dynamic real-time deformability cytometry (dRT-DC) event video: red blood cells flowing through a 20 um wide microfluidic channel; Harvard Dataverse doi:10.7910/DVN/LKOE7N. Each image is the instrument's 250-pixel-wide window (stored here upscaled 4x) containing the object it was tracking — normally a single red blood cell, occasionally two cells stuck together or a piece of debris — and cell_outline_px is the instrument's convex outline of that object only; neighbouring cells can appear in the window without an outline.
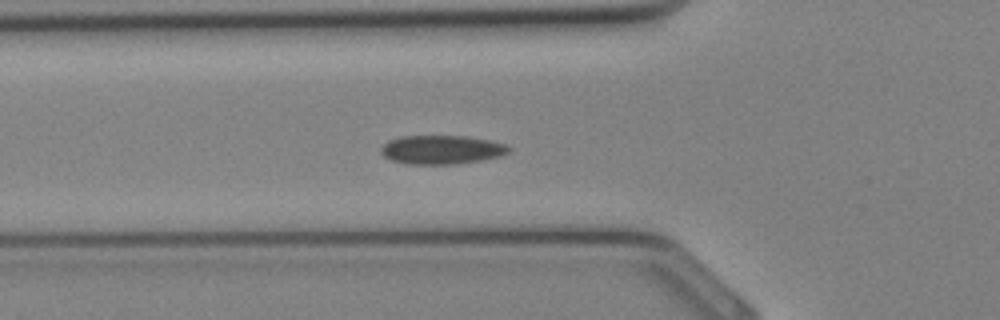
{"species": "Egyptian fruit bat (a non-hibernating species)", "species_latin": "Rousettus aegyptiacus", "temperature_condition": "cold", "stored_images_in_passage": 33, "camera_frame_rate_fps": 3000, "um_per_image_px": 0.085, "animal": {"sex": "female"}, "frame": {"image": 1, "passage_image": 10, "time_ms": 3.0, "image_size_px": [1000, 320], "cell_outline_px": [[512, 148], [508, 152], [500, 156], [480, 160], [456, 164], [408, 164], [392, 160], [384, 156], [380, 152], [380, 148], [388, 140], [400, 136], [464, 136], [488, 140], [504, 144]], "centroid_in_image_um": [37.5, 12.72], "position_along_channel_um": 88.3, "area_um2": 21.39}}
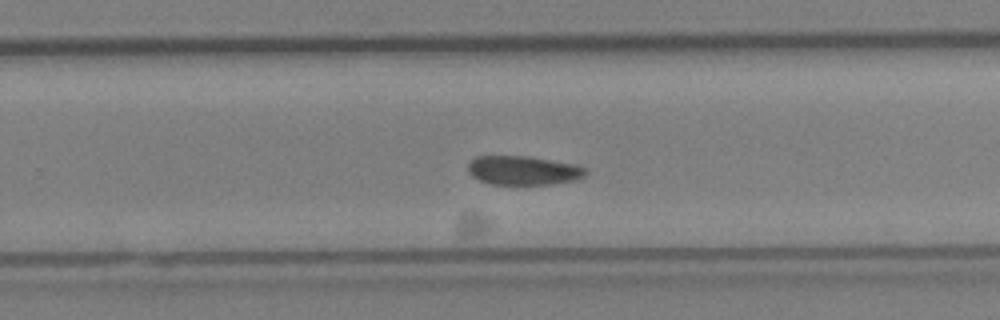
{"frame": {"image": 2, "passage_image": 20, "time_ms": 6.333, "image_size_px": [1000, 320], "cell_outline_px": [[588, 172], [584, 176], [576, 180], [552, 184], [492, 184], [480, 180], [472, 176], [468, 172], [468, 164], [476, 156], [528, 156], [576, 164], [584, 168]], "centroid_in_image_um": [44.49, 14.48], "position_along_channel_um": 285.3, "area_um2": 19.88}}
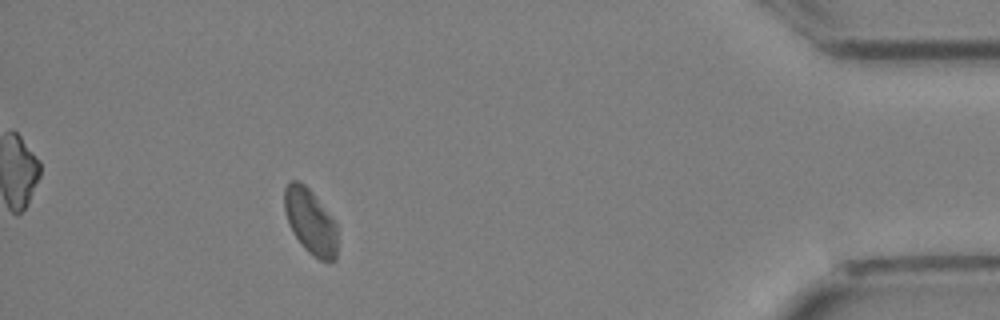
{"frame": {"image": 3, "passage_image": 29, "time_ms": 9.333, "image_size_px": [1000, 320], "cell_outline_px": [[336, 260], [320, 260], [308, 252], [304, 248], [288, 224], [284, 208], [284, 188], [288, 180], [296, 180], [304, 184], [312, 192], [336, 224]], "centroid_in_image_um": [26.35, 18.8], "position_along_channel_um": 408.9, "area_um2": 19.83}}